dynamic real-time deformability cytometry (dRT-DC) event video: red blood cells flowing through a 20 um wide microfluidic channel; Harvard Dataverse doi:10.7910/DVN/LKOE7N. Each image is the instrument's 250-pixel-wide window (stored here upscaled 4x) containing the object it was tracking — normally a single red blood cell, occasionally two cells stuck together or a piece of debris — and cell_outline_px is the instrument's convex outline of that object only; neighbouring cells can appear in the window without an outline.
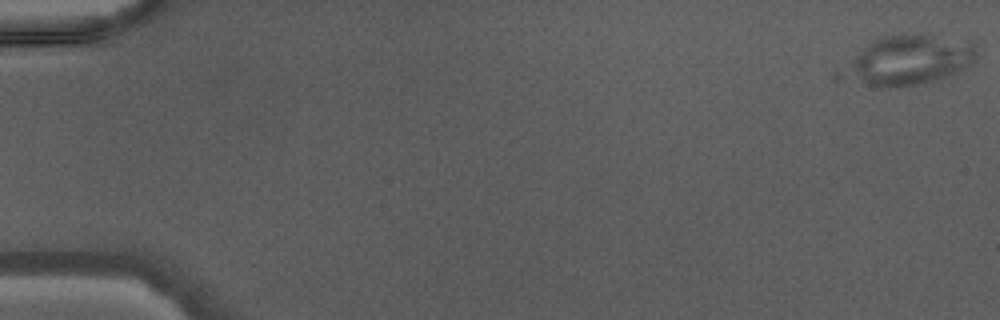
{"species": "Egyptian fruit bat (a non-hibernating species)", "species_latin": "Rousettus aegyptiacus", "temperature_condition": "warm", "stored_images_in_passage": 47, "segment_of_instrument_passage": [1, 2], "camera_frame_rate_fps": 3000, "um_per_image_px": 0.085, "animal": {"sex": "male"}, "frame": {"image": 1, "passage_image": 1, "time_ms": 0.0, "image_size_px": [1000, 320], "cell_outline_px": [[976, 56], [964, 68], [944, 76], [916, 84], [868, 84], [860, 76], [852, 60], [872, 40], [884, 36], [928, 32], [968, 40], [976, 44]], "centroid_in_image_um": [77.59, 4.94], "position_along_channel_um": 7.4, "area_um2": 35.49}}